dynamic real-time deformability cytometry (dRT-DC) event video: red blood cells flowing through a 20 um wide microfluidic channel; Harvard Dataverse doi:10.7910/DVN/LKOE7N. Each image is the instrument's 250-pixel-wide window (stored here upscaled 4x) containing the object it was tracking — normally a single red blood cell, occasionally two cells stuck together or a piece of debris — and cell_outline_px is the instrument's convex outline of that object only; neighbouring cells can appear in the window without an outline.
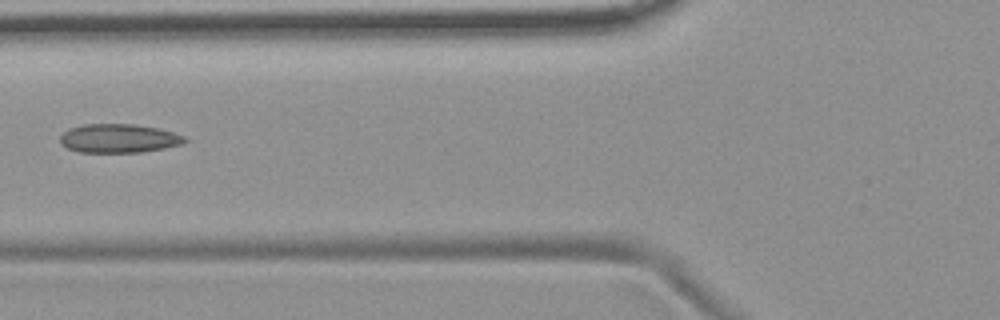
{"species": "common noctule bat (a hibernating species)", "species_latin": "Nyctalus noctula", "temperature_condition": "room temperature", "stored_images_in_passage": 7, "camera_frame_rate_fps": 3000, "um_per_image_px": 0.085, "animal": {"sex": "female", "body_mass_g": 19.9}, "frame": {"image": 1, "passage_image": 6, "time_ms": 6.0, "image_size_px": [1000, 320], "cell_outline_px": [[188, 140], [184, 144], [164, 148], [140, 152], [80, 152], [68, 148], [60, 144], [60, 136], [68, 128], [84, 124], [132, 124], [160, 128], [184, 136]], "centroid_in_image_um": [10.1, 11.76], "position_along_channel_um": 115.7, "area_um2": 20.98}}
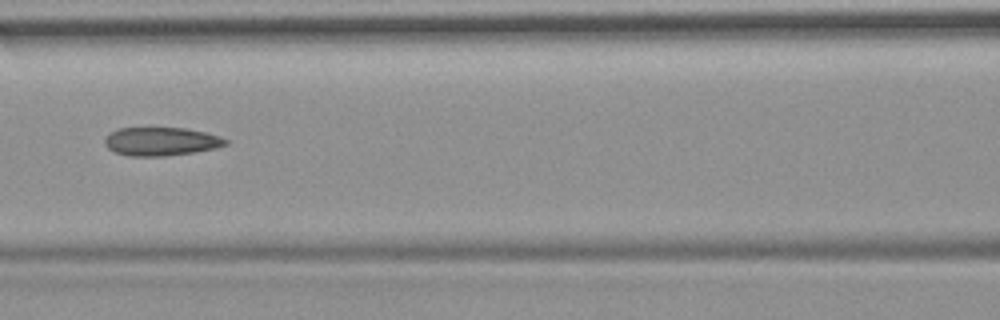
{"frame": {"image": 2, "passage_image": 7, "time_ms": 7.0, "image_size_px": [1000, 320], "cell_outline_px": [[228, 144], [216, 148], [196, 152], [164, 156], [128, 156], [116, 152], [108, 148], [104, 144], [104, 140], [112, 132], [120, 128], [188, 128], [220, 136], [228, 140]], "centroid_in_image_um": [13.73, 12.03], "position_along_channel_um": 152.9, "area_um2": 20.0}}